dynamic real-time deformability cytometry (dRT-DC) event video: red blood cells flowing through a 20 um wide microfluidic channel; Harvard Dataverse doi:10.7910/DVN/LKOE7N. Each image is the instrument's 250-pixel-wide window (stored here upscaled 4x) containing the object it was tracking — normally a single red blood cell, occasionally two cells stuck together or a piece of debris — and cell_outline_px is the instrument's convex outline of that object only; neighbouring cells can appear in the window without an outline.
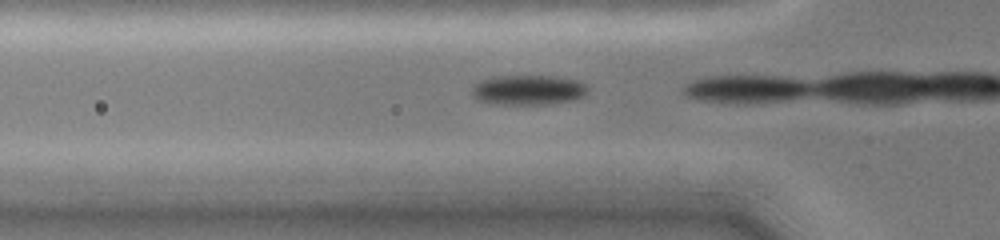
{"species": "common noctule bat (a hibernating species)", "species_latin": "Nyctalus noctula", "temperature_condition": "cold", "stored_images_in_passage": 12, "camera_frame_rate_fps": 3000, "um_per_image_px": 0.085, "animal": {"sex": "female", "body_mass_g": 19.0, "forearm_length_mm": 51.5}, "frame": {"image": 1, "passage_image": 11, "time_ms": 3.333, "image_size_px": [1000, 240], "cell_outline_px": [[588, 92], [584, 96], [576, 100], [548, 104], [488, 104], [476, 100], [472, 96], [472, 88], [480, 80], [496, 76], [552, 76], [580, 80], [588, 88]], "centroid_in_image_um": [44.9, 7.66], "position_along_channel_um": 80.9, "area_um2": 20.52}}